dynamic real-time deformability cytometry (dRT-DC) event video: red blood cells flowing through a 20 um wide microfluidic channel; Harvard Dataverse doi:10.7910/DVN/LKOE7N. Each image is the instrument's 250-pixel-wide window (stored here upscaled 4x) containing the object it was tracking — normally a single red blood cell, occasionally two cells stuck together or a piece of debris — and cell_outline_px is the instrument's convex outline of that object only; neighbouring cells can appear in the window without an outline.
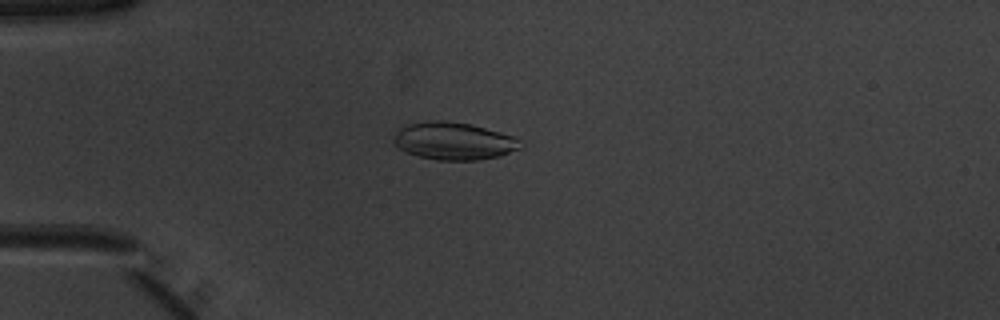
{"species": "common noctule bat (a hibernating species)", "species_latin": "Nyctalus noctula", "temperature_condition": "warm", "stored_images_in_passage": 41, "camera_frame_rate_fps": 3000, "um_per_image_px": 0.085, "animal": {"sex": "male", "body_mass_g": 20.1, "forearm_length_mm": 53.5}, "frame": {"image": 1, "passage_image": 4, "time_ms": 1.0, "image_size_px": [1000, 320], "cell_outline_px": [[524, 144], [520, 148], [500, 156], [480, 160], [436, 160], [420, 156], [408, 152], [392, 144], [392, 140], [396, 132], [404, 124], [428, 120], [444, 120], [472, 124], [500, 132], [524, 140]], "centroid_in_image_um": [38.58, 11.97], "position_along_channel_um": 46.4, "area_um2": 28.09}}
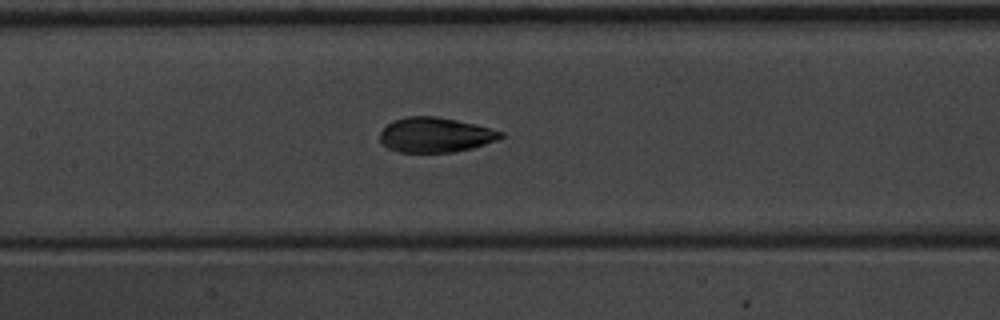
{"frame": {"image": 2, "passage_image": 15, "time_ms": 4.667, "image_size_px": [1000, 320], "cell_outline_px": [[504, 136], [496, 140], [472, 148], [452, 152], [400, 152], [388, 148], [380, 144], [380, 132], [392, 120], [404, 116], [436, 116], [476, 124], [504, 132]], "centroid_in_image_um": [36.97, 11.46], "position_along_channel_um": 170.4, "area_um2": 24.62}}
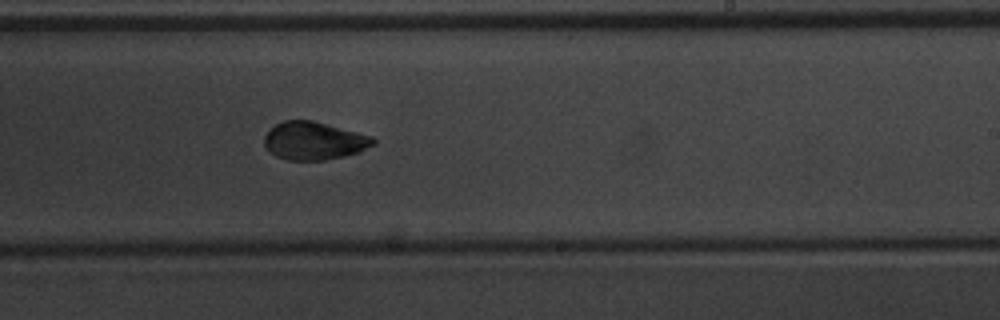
{"frame": {"image": 3, "passage_image": 22, "time_ms": 7.0, "image_size_px": [1000, 320], "cell_outline_px": [[376, 144], [360, 152], [344, 156], [324, 160], [288, 160], [276, 156], [268, 152], [264, 148], [264, 136], [276, 124], [284, 120], [312, 120], [372, 136], [376, 140]], "centroid_in_image_um": [26.69, 11.98], "position_along_channel_um": 262.3, "area_um2": 24.22}, "authors_computed_cell_mechanics": {"area_um2": 25.8366, "velocity_mm_per_s": 3.9512, "shape_relaxation_time_tau1_ms": 4.5829, "shape_relaxation_time_tau2_ms": 0.5005, "deformation_change_tau1": 0.1876, "deformation_change_tau2": 0.0338}}